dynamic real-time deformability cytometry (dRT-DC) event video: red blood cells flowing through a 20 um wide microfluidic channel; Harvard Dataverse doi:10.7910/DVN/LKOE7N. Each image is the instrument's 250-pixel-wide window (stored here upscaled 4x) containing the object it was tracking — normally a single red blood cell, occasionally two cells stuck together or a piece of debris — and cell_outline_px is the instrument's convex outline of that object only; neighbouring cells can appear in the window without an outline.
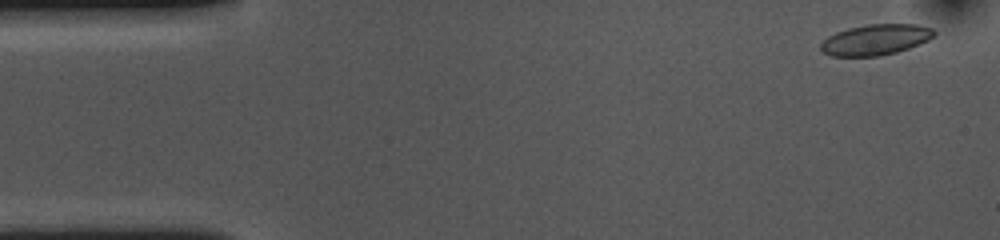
{"species": "common noctule bat (a hibernating species)", "species_latin": "Nyctalus noctula", "temperature_condition": "cold", "stored_images_in_passage": 54, "camera_frame_rate_fps": 3000, "um_per_image_px": 0.085, "animal": {"sex": "female", "body_mass_g": 10.0, "forearm_length_mm": 53.1}, "frame": {"image": 1, "passage_image": 2, "time_ms": 0.333, "image_size_px": [1000, 240], "cell_outline_px": [[936, 32], [928, 40], [908, 48], [896, 52], [880, 56], [832, 56], [824, 52], [820, 48], [820, 44], [828, 36], [836, 32], [848, 28], [868, 24], [916, 24], [932, 28]], "centroid_in_image_um": [74.41, 3.37], "position_along_channel_um": 10.6, "area_um2": 20.17}}
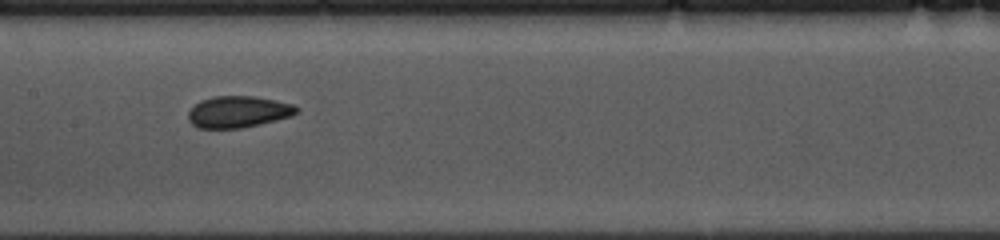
{"frame": {"image": 2, "passage_image": 25, "time_ms": 8.0, "image_size_px": [1000, 240], "cell_outline_px": [[300, 112], [292, 116], [260, 124], [240, 128], [196, 128], [188, 120], [188, 112], [200, 100], [212, 96], [256, 96], [296, 104], [300, 108]], "centroid_in_image_um": [20.3, 9.49], "position_along_channel_um": 187.1, "area_um2": 20.23}}
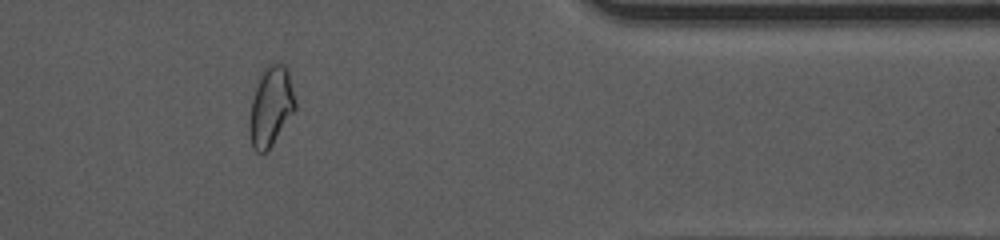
{"frame": {"image": 3, "passage_image": 44, "time_ms": 14.333, "image_size_px": [1000, 240], "cell_outline_px": [[296, 108], [272, 144], [264, 152], [256, 152], [252, 148], [248, 132], [248, 124], [252, 100], [260, 76], [264, 68], [272, 60], [284, 64], [288, 68], [296, 104]], "centroid_in_image_um": [23.01, 9.01], "position_along_channel_um": 388.4, "area_um2": 21.21}, "authors_computed_cell_mechanics": {"area_um2": 20.3745, "velocity_mm_per_s": 3.6019, "shape_relaxation_time_tau1_ms": 6.045, "shape_relaxation_time_tau2_ms": 2.228, "deformation_change_tau1": 0.1067, "deformation_change_tau2": 0.0605}}